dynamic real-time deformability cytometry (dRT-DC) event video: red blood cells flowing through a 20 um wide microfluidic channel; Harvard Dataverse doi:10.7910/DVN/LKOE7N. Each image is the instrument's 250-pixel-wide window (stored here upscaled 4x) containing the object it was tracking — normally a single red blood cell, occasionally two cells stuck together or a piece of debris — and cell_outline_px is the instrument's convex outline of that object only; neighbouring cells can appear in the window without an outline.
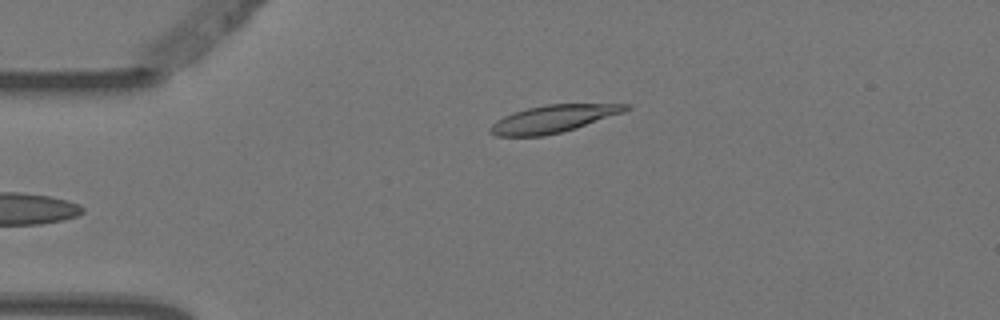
{"species": "Egyptian fruit bat (a non-hibernating species)", "species_latin": "Rousettus aegyptiacus", "temperature_condition": "warm", "stored_images_in_passage": 4, "camera_frame_rate_fps": 3000, "um_per_image_px": 0.085, "animal": {"sex": "female"}, "frame": {"image": 1, "passage_image": 4, "time_ms": 1.0, "image_size_px": [1000, 320], "cell_outline_px": [[632, 108], [624, 112], [576, 128], [544, 136], [496, 136], [488, 132], [488, 128], [496, 120], [512, 112], [528, 108], [548, 104], [632, 104]], "centroid_in_image_um": [47.01, 10.1], "position_along_channel_um": 38.0, "area_um2": 21.68}}